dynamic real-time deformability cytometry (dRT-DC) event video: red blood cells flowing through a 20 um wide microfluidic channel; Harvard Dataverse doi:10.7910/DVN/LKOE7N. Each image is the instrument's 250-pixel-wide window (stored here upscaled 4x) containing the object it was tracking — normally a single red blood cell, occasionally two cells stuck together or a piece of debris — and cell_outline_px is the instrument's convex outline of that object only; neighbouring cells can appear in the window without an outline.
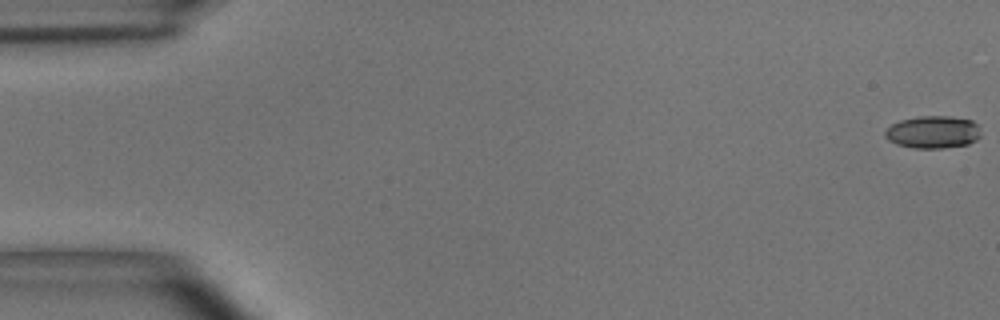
{"species": "common noctule bat (a hibernating species)", "species_latin": "Nyctalus noctula", "temperature_condition": "room temperature", "stored_images_in_passage": 4, "camera_frame_rate_fps": 3000, "um_per_image_px": 0.085, "animal": {"sex": "male", "body_mass_g": 15.6}, "frame": {"image": 1, "passage_image": 1, "time_ms": 0.0, "image_size_px": [1000, 320], "cell_outline_px": [[980, 136], [976, 140], [968, 144], [944, 148], [912, 148], [896, 144], [888, 140], [884, 136], [884, 132], [892, 124], [900, 120], [920, 116], [948, 116], [972, 120], [976, 124], [980, 132]], "centroid_in_image_um": [79.28, 11.23], "position_along_channel_um": 5.7, "area_um2": 18.15}}